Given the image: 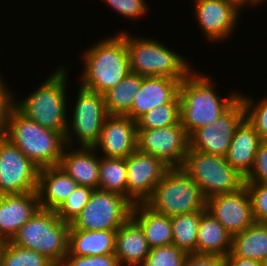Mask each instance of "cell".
Returning a JSON list of instances; mask_svg holds the SVG:
<instances>
[{
	"label": "cell",
	"instance_id": "obj_1",
	"mask_svg": "<svg viewBox=\"0 0 267 266\" xmlns=\"http://www.w3.org/2000/svg\"><path fill=\"white\" fill-rule=\"evenodd\" d=\"M195 70L181 81L179 87L180 122L188 136L194 130L212 124L240 94L239 90H231L228 97L223 98L218 95L219 91L215 89L218 87L211 75Z\"/></svg>",
	"mask_w": 267,
	"mask_h": 266
},
{
	"label": "cell",
	"instance_id": "obj_2",
	"mask_svg": "<svg viewBox=\"0 0 267 266\" xmlns=\"http://www.w3.org/2000/svg\"><path fill=\"white\" fill-rule=\"evenodd\" d=\"M82 52L81 87L104 94L120 83L131 71L125 31L104 37Z\"/></svg>",
	"mask_w": 267,
	"mask_h": 266
},
{
	"label": "cell",
	"instance_id": "obj_3",
	"mask_svg": "<svg viewBox=\"0 0 267 266\" xmlns=\"http://www.w3.org/2000/svg\"><path fill=\"white\" fill-rule=\"evenodd\" d=\"M69 69L63 63L61 67L58 65L27 97L17 100L16 92L13 100V105L27 118L64 136L68 125V109L70 110L66 94Z\"/></svg>",
	"mask_w": 267,
	"mask_h": 266
},
{
	"label": "cell",
	"instance_id": "obj_4",
	"mask_svg": "<svg viewBox=\"0 0 267 266\" xmlns=\"http://www.w3.org/2000/svg\"><path fill=\"white\" fill-rule=\"evenodd\" d=\"M3 136L39 168L58 165L66 147L62 133L42 127L14 105L8 111Z\"/></svg>",
	"mask_w": 267,
	"mask_h": 266
},
{
	"label": "cell",
	"instance_id": "obj_5",
	"mask_svg": "<svg viewBox=\"0 0 267 266\" xmlns=\"http://www.w3.org/2000/svg\"><path fill=\"white\" fill-rule=\"evenodd\" d=\"M125 31L126 48L129 55L130 71L141 76H163L173 79L186 78L193 67L182 54L153 37L133 36ZM182 55V56H181Z\"/></svg>",
	"mask_w": 267,
	"mask_h": 266
},
{
	"label": "cell",
	"instance_id": "obj_6",
	"mask_svg": "<svg viewBox=\"0 0 267 266\" xmlns=\"http://www.w3.org/2000/svg\"><path fill=\"white\" fill-rule=\"evenodd\" d=\"M70 224L56 210L39 208L10 240L12 244L44 254L58 265L68 254Z\"/></svg>",
	"mask_w": 267,
	"mask_h": 266
},
{
	"label": "cell",
	"instance_id": "obj_7",
	"mask_svg": "<svg viewBox=\"0 0 267 266\" xmlns=\"http://www.w3.org/2000/svg\"><path fill=\"white\" fill-rule=\"evenodd\" d=\"M144 203L168 217L206 210L200 186L181 168H170Z\"/></svg>",
	"mask_w": 267,
	"mask_h": 266
},
{
	"label": "cell",
	"instance_id": "obj_8",
	"mask_svg": "<svg viewBox=\"0 0 267 266\" xmlns=\"http://www.w3.org/2000/svg\"><path fill=\"white\" fill-rule=\"evenodd\" d=\"M200 189L206 199L238 190L245 179L226 160V157L189 150L180 167Z\"/></svg>",
	"mask_w": 267,
	"mask_h": 266
},
{
	"label": "cell",
	"instance_id": "obj_9",
	"mask_svg": "<svg viewBox=\"0 0 267 266\" xmlns=\"http://www.w3.org/2000/svg\"><path fill=\"white\" fill-rule=\"evenodd\" d=\"M77 90L75 104L71 108L72 114H68L70 118L65 135L66 146L93 147L98 142L103 123L109 116L104 96L81 86Z\"/></svg>",
	"mask_w": 267,
	"mask_h": 266
},
{
	"label": "cell",
	"instance_id": "obj_10",
	"mask_svg": "<svg viewBox=\"0 0 267 266\" xmlns=\"http://www.w3.org/2000/svg\"><path fill=\"white\" fill-rule=\"evenodd\" d=\"M133 204L123 195L94 189L70 230H118L131 216Z\"/></svg>",
	"mask_w": 267,
	"mask_h": 266
},
{
	"label": "cell",
	"instance_id": "obj_11",
	"mask_svg": "<svg viewBox=\"0 0 267 266\" xmlns=\"http://www.w3.org/2000/svg\"><path fill=\"white\" fill-rule=\"evenodd\" d=\"M39 171L17 146L0 137V195L37 191Z\"/></svg>",
	"mask_w": 267,
	"mask_h": 266
},
{
	"label": "cell",
	"instance_id": "obj_12",
	"mask_svg": "<svg viewBox=\"0 0 267 266\" xmlns=\"http://www.w3.org/2000/svg\"><path fill=\"white\" fill-rule=\"evenodd\" d=\"M245 118V106L239 97L212 124L194 130L189 150L226 157L237 126Z\"/></svg>",
	"mask_w": 267,
	"mask_h": 266
},
{
	"label": "cell",
	"instance_id": "obj_13",
	"mask_svg": "<svg viewBox=\"0 0 267 266\" xmlns=\"http://www.w3.org/2000/svg\"><path fill=\"white\" fill-rule=\"evenodd\" d=\"M193 3L194 19L206 40L220 44L232 38L244 9L240 3L236 0H194Z\"/></svg>",
	"mask_w": 267,
	"mask_h": 266
},
{
	"label": "cell",
	"instance_id": "obj_14",
	"mask_svg": "<svg viewBox=\"0 0 267 266\" xmlns=\"http://www.w3.org/2000/svg\"><path fill=\"white\" fill-rule=\"evenodd\" d=\"M137 149L170 168H180L189 149V137L180 121L162 128L137 129Z\"/></svg>",
	"mask_w": 267,
	"mask_h": 266
},
{
	"label": "cell",
	"instance_id": "obj_15",
	"mask_svg": "<svg viewBox=\"0 0 267 266\" xmlns=\"http://www.w3.org/2000/svg\"><path fill=\"white\" fill-rule=\"evenodd\" d=\"M127 199L144 203L164 174L170 169L161 159L136 149L126 158Z\"/></svg>",
	"mask_w": 267,
	"mask_h": 266
},
{
	"label": "cell",
	"instance_id": "obj_16",
	"mask_svg": "<svg viewBox=\"0 0 267 266\" xmlns=\"http://www.w3.org/2000/svg\"><path fill=\"white\" fill-rule=\"evenodd\" d=\"M206 211L218 220L231 236L242 232L255 222L245 184L236 191L206 199Z\"/></svg>",
	"mask_w": 267,
	"mask_h": 266
},
{
	"label": "cell",
	"instance_id": "obj_17",
	"mask_svg": "<svg viewBox=\"0 0 267 266\" xmlns=\"http://www.w3.org/2000/svg\"><path fill=\"white\" fill-rule=\"evenodd\" d=\"M93 148L103 157L127 158L137 149L136 121L128 116L109 115Z\"/></svg>",
	"mask_w": 267,
	"mask_h": 266
},
{
	"label": "cell",
	"instance_id": "obj_18",
	"mask_svg": "<svg viewBox=\"0 0 267 266\" xmlns=\"http://www.w3.org/2000/svg\"><path fill=\"white\" fill-rule=\"evenodd\" d=\"M39 208L37 191L0 195V242L10 241Z\"/></svg>",
	"mask_w": 267,
	"mask_h": 266
},
{
	"label": "cell",
	"instance_id": "obj_19",
	"mask_svg": "<svg viewBox=\"0 0 267 266\" xmlns=\"http://www.w3.org/2000/svg\"><path fill=\"white\" fill-rule=\"evenodd\" d=\"M181 80L163 76H141V87L126 115L137 121L152 108L171 102L178 94Z\"/></svg>",
	"mask_w": 267,
	"mask_h": 266
},
{
	"label": "cell",
	"instance_id": "obj_20",
	"mask_svg": "<svg viewBox=\"0 0 267 266\" xmlns=\"http://www.w3.org/2000/svg\"><path fill=\"white\" fill-rule=\"evenodd\" d=\"M97 154L93 147L66 146L58 166L79 185L98 189L101 156Z\"/></svg>",
	"mask_w": 267,
	"mask_h": 266
},
{
	"label": "cell",
	"instance_id": "obj_21",
	"mask_svg": "<svg viewBox=\"0 0 267 266\" xmlns=\"http://www.w3.org/2000/svg\"><path fill=\"white\" fill-rule=\"evenodd\" d=\"M78 185L58 165L40 168L37 186L40 208L57 210Z\"/></svg>",
	"mask_w": 267,
	"mask_h": 266
},
{
	"label": "cell",
	"instance_id": "obj_22",
	"mask_svg": "<svg viewBox=\"0 0 267 266\" xmlns=\"http://www.w3.org/2000/svg\"><path fill=\"white\" fill-rule=\"evenodd\" d=\"M150 247L139 224L130 216L116 232L115 256L121 266H140Z\"/></svg>",
	"mask_w": 267,
	"mask_h": 266
},
{
	"label": "cell",
	"instance_id": "obj_23",
	"mask_svg": "<svg viewBox=\"0 0 267 266\" xmlns=\"http://www.w3.org/2000/svg\"><path fill=\"white\" fill-rule=\"evenodd\" d=\"M262 142L253 125L244 118L234 132L226 155L227 162L245 177L253 167Z\"/></svg>",
	"mask_w": 267,
	"mask_h": 266
},
{
	"label": "cell",
	"instance_id": "obj_24",
	"mask_svg": "<svg viewBox=\"0 0 267 266\" xmlns=\"http://www.w3.org/2000/svg\"><path fill=\"white\" fill-rule=\"evenodd\" d=\"M131 217L143 230L150 248L173 244L170 217L153 211L145 203L133 205Z\"/></svg>",
	"mask_w": 267,
	"mask_h": 266
},
{
	"label": "cell",
	"instance_id": "obj_25",
	"mask_svg": "<svg viewBox=\"0 0 267 266\" xmlns=\"http://www.w3.org/2000/svg\"><path fill=\"white\" fill-rule=\"evenodd\" d=\"M117 230H69L67 255L98 256L115 252Z\"/></svg>",
	"mask_w": 267,
	"mask_h": 266
},
{
	"label": "cell",
	"instance_id": "obj_26",
	"mask_svg": "<svg viewBox=\"0 0 267 266\" xmlns=\"http://www.w3.org/2000/svg\"><path fill=\"white\" fill-rule=\"evenodd\" d=\"M232 236L206 210L201 213L198 226L197 253L225 257L231 251Z\"/></svg>",
	"mask_w": 267,
	"mask_h": 266
},
{
	"label": "cell",
	"instance_id": "obj_27",
	"mask_svg": "<svg viewBox=\"0 0 267 266\" xmlns=\"http://www.w3.org/2000/svg\"><path fill=\"white\" fill-rule=\"evenodd\" d=\"M226 256H238L263 262L267 258V223L254 222L232 236L231 251Z\"/></svg>",
	"mask_w": 267,
	"mask_h": 266
},
{
	"label": "cell",
	"instance_id": "obj_28",
	"mask_svg": "<svg viewBox=\"0 0 267 266\" xmlns=\"http://www.w3.org/2000/svg\"><path fill=\"white\" fill-rule=\"evenodd\" d=\"M141 87V75L130 72L120 83L103 94L109 115L126 116Z\"/></svg>",
	"mask_w": 267,
	"mask_h": 266
},
{
	"label": "cell",
	"instance_id": "obj_29",
	"mask_svg": "<svg viewBox=\"0 0 267 266\" xmlns=\"http://www.w3.org/2000/svg\"><path fill=\"white\" fill-rule=\"evenodd\" d=\"M100 156L98 189L119 193L127 198L126 158Z\"/></svg>",
	"mask_w": 267,
	"mask_h": 266
},
{
	"label": "cell",
	"instance_id": "obj_30",
	"mask_svg": "<svg viewBox=\"0 0 267 266\" xmlns=\"http://www.w3.org/2000/svg\"><path fill=\"white\" fill-rule=\"evenodd\" d=\"M202 212L194 211L170 217L173 245L187 253H197L198 226Z\"/></svg>",
	"mask_w": 267,
	"mask_h": 266
},
{
	"label": "cell",
	"instance_id": "obj_31",
	"mask_svg": "<svg viewBox=\"0 0 267 266\" xmlns=\"http://www.w3.org/2000/svg\"><path fill=\"white\" fill-rule=\"evenodd\" d=\"M0 266H57L44 254L12 244L0 243Z\"/></svg>",
	"mask_w": 267,
	"mask_h": 266
},
{
	"label": "cell",
	"instance_id": "obj_32",
	"mask_svg": "<svg viewBox=\"0 0 267 266\" xmlns=\"http://www.w3.org/2000/svg\"><path fill=\"white\" fill-rule=\"evenodd\" d=\"M180 121L179 94L169 103L152 108L137 121V129H156L175 125Z\"/></svg>",
	"mask_w": 267,
	"mask_h": 266
},
{
	"label": "cell",
	"instance_id": "obj_33",
	"mask_svg": "<svg viewBox=\"0 0 267 266\" xmlns=\"http://www.w3.org/2000/svg\"><path fill=\"white\" fill-rule=\"evenodd\" d=\"M239 97L245 106V118L253 125L260 138L267 141V95L256 101L241 91Z\"/></svg>",
	"mask_w": 267,
	"mask_h": 266
},
{
	"label": "cell",
	"instance_id": "obj_34",
	"mask_svg": "<svg viewBox=\"0 0 267 266\" xmlns=\"http://www.w3.org/2000/svg\"><path fill=\"white\" fill-rule=\"evenodd\" d=\"M93 190L88 186L78 185L56 210L59 219L71 224L89 202Z\"/></svg>",
	"mask_w": 267,
	"mask_h": 266
},
{
	"label": "cell",
	"instance_id": "obj_35",
	"mask_svg": "<svg viewBox=\"0 0 267 266\" xmlns=\"http://www.w3.org/2000/svg\"><path fill=\"white\" fill-rule=\"evenodd\" d=\"M187 255L173 244L154 247L140 266H183Z\"/></svg>",
	"mask_w": 267,
	"mask_h": 266
},
{
	"label": "cell",
	"instance_id": "obj_36",
	"mask_svg": "<svg viewBox=\"0 0 267 266\" xmlns=\"http://www.w3.org/2000/svg\"><path fill=\"white\" fill-rule=\"evenodd\" d=\"M251 199L255 222L267 223V183H244Z\"/></svg>",
	"mask_w": 267,
	"mask_h": 266
},
{
	"label": "cell",
	"instance_id": "obj_37",
	"mask_svg": "<svg viewBox=\"0 0 267 266\" xmlns=\"http://www.w3.org/2000/svg\"><path fill=\"white\" fill-rule=\"evenodd\" d=\"M102 2H105L118 15L120 14L123 19L128 20H139L146 16V13L150 10L144 0H103Z\"/></svg>",
	"mask_w": 267,
	"mask_h": 266
},
{
	"label": "cell",
	"instance_id": "obj_38",
	"mask_svg": "<svg viewBox=\"0 0 267 266\" xmlns=\"http://www.w3.org/2000/svg\"><path fill=\"white\" fill-rule=\"evenodd\" d=\"M57 266H121L115 254L98 256L66 255Z\"/></svg>",
	"mask_w": 267,
	"mask_h": 266
},
{
	"label": "cell",
	"instance_id": "obj_39",
	"mask_svg": "<svg viewBox=\"0 0 267 266\" xmlns=\"http://www.w3.org/2000/svg\"><path fill=\"white\" fill-rule=\"evenodd\" d=\"M244 179V183H267V141L260 144L253 167Z\"/></svg>",
	"mask_w": 267,
	"mask_h": 266
},
{
	"label": "cell",
	"instance_id": "obj_40",
	"mask_svg": "<svg viewBox=\"0 0 267 266\" xmlns=\"http://www.w3.org/2000/svg\"><path fill=\"white\" fill-rule=\"evenodd\" d=\"M5 82L0 72V137L4 135L8 111L13 106L15 92Z\"/></svg>",
	"mask_w": 267,
	"mask_h": 266
},
{
	"label": "cell",
	"instance_id": "obj_41",
	"mask_svg": "<svg viewBox=\"0 0 267 266\" xmlns=\"http://www.w3.org/2000/svg\"><path fill=\"white\" fill-rule=\"evenodd\" d=\"M183 266H224V257L214 254L188 253Z\"/></svg>",
	"mask_w": 267,
	"mask_h": 266
},
{
	"label": "cell",
	"instance_id": "obj_42",
	"mask_svg": "<svg viewBox=\"0 0 267 266\" xmlns=\"http://www.w3.org/2000/svg\"><path fill=\"white\" fill-rule=\"evenodd\" d=\"M224 266H262V263L238 256H225Z\"/></svg>",
	"mask_w": 267,
	"mask_h": 266
},
{
	"label": "cell",
	"instance_id": "obj_43",
	"mask_svg": "<svg viewBox=\"0 0 267 266\" xmlns=\"http://www.w3.org/2000/svg\"><path fill=\"white\" fill-rule=\"evenodd\" d=\"M264 1L266 2V0H246V8H247V5L248 7L249 6L258 7L260 4H263Z\"/></svg>",
	"mask_w": 267,
	"mask_h": 266
},
{
	"label": "cell",
	"instance_id": "obj_44",
	"mask_svg": "<svg viewBox=\"0 0 267 266\" xmlns=\"http://www.w3.org/2000/svg\"><path fill=\"white\" fill-rule=\"evenodd\" d=\"M238 3H240L244 8L246 7V0H236Z\"/></svg>",
	"mask_w": 267,
	"mask_h": 266
},
{
	"label": "cell",
	"instance_id": "obj_45",
	"mask_svg": "<svg viewBox=\"0 0 267 266\" xmlns=\"http://www.w3.org/2000/svg\"><path fill=\"white\" fill-rule=\"evenodd\" d=\"M262 266H267V258L262 262Z\"/></svg>",
	"mask_w": 267,
	"mask_h": 266
}]
</instances>
